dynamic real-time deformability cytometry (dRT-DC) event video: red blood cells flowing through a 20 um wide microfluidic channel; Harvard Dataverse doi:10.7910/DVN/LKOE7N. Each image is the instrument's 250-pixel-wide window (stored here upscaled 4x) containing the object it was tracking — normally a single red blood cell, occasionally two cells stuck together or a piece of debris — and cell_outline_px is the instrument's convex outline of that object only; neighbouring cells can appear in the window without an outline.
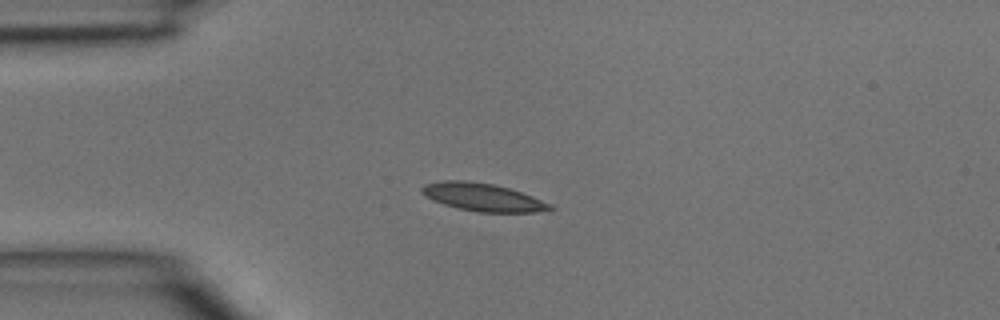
{"species": "common noctule bat (a hibernating species)", "species_latin": "Nyctalus noctula", "temperature_condition": "room temperature", "stored_images_in_passage": 3, "camera_frame_rate_fps": 3000, "um_per_image_px": 0.085, "animal": {"sex": "male", "body_mass_g": 15.6}, "frame": {"image": 1, "passage_image": 3, "time_ms": 0.667, "image_size_px": [1000, 320], "cell_outline_px": [[556, 208], [536, 212], [476, 212], [456, 208], [432, 200], [424, 196], [420, 192], [420, 188], [424, 184], [444, 180], [464, 180], [492, 184], [508, 188], [532, 196], [552, 204]], "centroid_in_image_um": [40.99, 16.76], "position_along_channel_um": 44.0, "area_um2": 20.87}}